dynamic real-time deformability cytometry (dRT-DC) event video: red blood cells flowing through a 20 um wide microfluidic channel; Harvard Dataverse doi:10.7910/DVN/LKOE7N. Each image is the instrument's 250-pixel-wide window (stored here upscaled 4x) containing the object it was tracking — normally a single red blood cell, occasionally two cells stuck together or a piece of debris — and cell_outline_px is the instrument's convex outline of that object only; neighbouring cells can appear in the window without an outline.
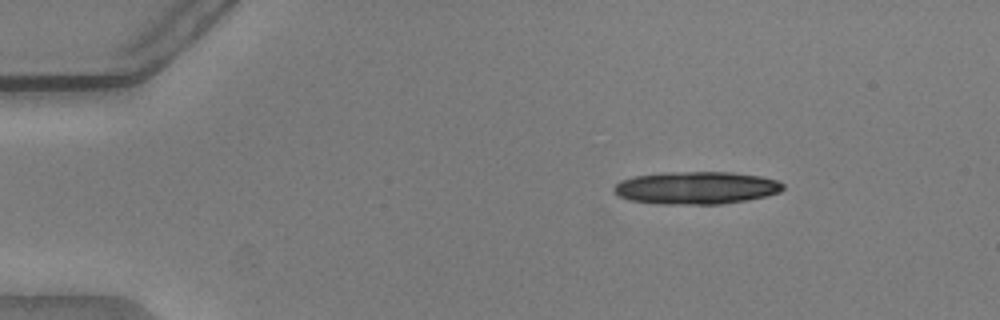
{"species": "common noctule bat (a hibernating species)", "species_latin": "Nyctalus noctula", "temperature_condition": "warm", "stored_images_in_passage": 10, "camera_frame_rate_fps": 3000, "um_per_image_px": 0.085, "animal": {"sex": "male", "body_mass_g": 20.5, "forearm_length_mm": 52.5}, "frame": {"image": 1, "passage_image": 1, "time_ms": 0.0, "image_size_px": [1000, 320], "cell_outline_px": [[784, 188], [780, 192], [748, 200], [720, 204], [660, 204], [628, 200], [616, 196], [612, 192], [612, 188], [620, 180], [636, 176], [672, 172], [732, 172], [760, 176], [776, 180], [784, 184]], "centroid_in_image_um": [59.14, 15.97], "position_along_channel_um": 25.9, "area_um2": 32.25}}